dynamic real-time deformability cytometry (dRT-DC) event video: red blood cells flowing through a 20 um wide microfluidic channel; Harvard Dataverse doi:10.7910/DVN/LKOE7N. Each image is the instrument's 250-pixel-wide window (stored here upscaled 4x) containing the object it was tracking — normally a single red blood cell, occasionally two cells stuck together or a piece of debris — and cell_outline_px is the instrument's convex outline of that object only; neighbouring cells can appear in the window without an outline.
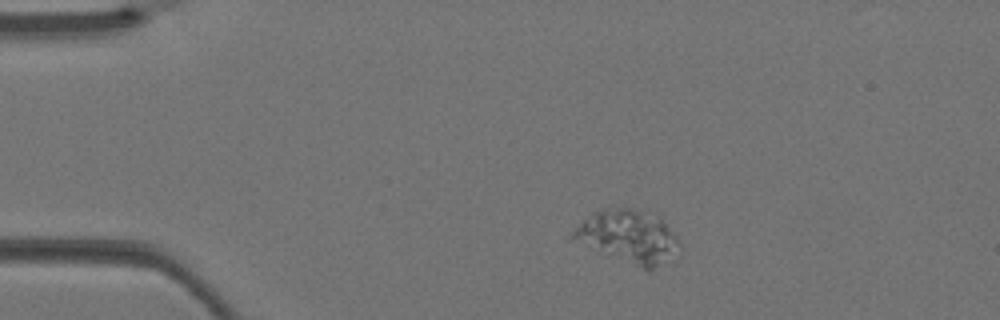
{"species": "Egyptian fruit bat (a non-hibernating species)", "species_latin": "Rousettus aegyptiacus", "temperature_condition": "warm", "stored_images_in_passage": 2, "camera_frame_rate_fps": 3000, "um_per_image_px": 0.085, "animal": {"sex": "female"}, "frame": {"image": 1, "passage_image": 1, "time_ms": 0.0, "image_size_px": [1000, 320], "cell_outline_px": [[680, 256], [648, 272], [564, 240], [592, 212], [612, 204], [628, 208], [640, 212], [660, 220], [680, 240]], "centroid_in_image_um": [53.33, 20.19], "position_along_channel_um": 31.7, "area_um2": 34.16}}